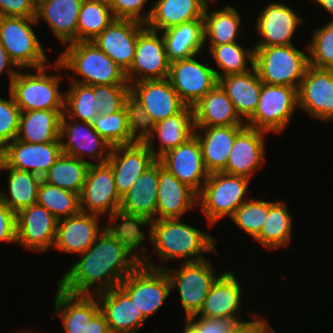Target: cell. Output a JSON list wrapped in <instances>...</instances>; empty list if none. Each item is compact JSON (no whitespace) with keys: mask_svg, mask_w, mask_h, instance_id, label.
<instances>
[{"mask_svg":"<svg viewBox=\"0 0 333 333\" xmlns=\"http://www.w3.org/2000/svg\"><path fill=\"white\" fill-rule=\"evenodd\" d=\"M245 126L194 127V135L201 146L204 166L209 173L222 172L226 168L234 140Z\"/></svg>","mask_w":333,"mask_h":333,"instance_id":"obj_30","label":"cell"},{"mask_svg":"<svg viewBox=\"0 0 333 333\" xmlns=\"http://www.w3.org/2000/svg\"><path fill=\"white\" fill-rule=\"evenodd\" d=\"M62 153L60 142L27 143L15 139L1 149L0 160L7 167L42 177Z\"/></svg>","mask_w":333,"mask_h":333,"instance_id":"obj_20","label":"cell"},{"mask_svg":"<svg viewBox=\"0 0 333 333\" xmlns=\"http://www.w3.org/2000/svg\"><path fill=\"white\" fill-rule=\"evenodd\" d=\"M180 182L199 193L208 180L198 138L193 135L185 143L165 152L157 159Z\"/></svg>","mask_w":333,"mask_h":333,"instance_id":"obj_18","label":"cell"},{"mask_svg":"<svg viewBox=\"0 0 333 333\" xmlns=\"http://www.w3.org/2000/svg\"><path fill=\"white\" fill-rule=\"evenodd\" d=\"M100 218L98 215L80 212L58 220L53 248L59 252L82 254L108 226L100 227Z\"/></svg>","mask_w":333,"mask_h":333,"instance_id":"obj_24","label":"cell"},{"mask_svg":"<svg viewBox=\"0 0 333 333\" xmlns=\"http://www.w3.org/2000/svg\"><path fill=\"white\" fill-rule=\"evenodd\" d=\"M306 51L309 64L317 68L333 69V20L315 29Z\"/></svg>","mask_w":333,"mask_h":333,"instance_id":"obj_48","label":"cell"},{"mask_svg":"<svg viewBox=\"0 0 333 333\" xmlns=\"http://www.w3.org/2000/svg\"><path fill=\"white\" fill-rule=\"evenodd\" d=\"M267 333H277V332L274 331L273 328H271Z\"/></svg>","mask_w":333,"mask_h":333,"instance_id":"obj_61","label":"cell"},{"mask_svg":"<svg viewBox=\"0 0 333 333\" xmlns=\"http://www.w3.org/2000/svg\"><path fill=\"white\" fill-rule=\"evenodd\" d=\"M269 214V201L248 198L231 217L233 222L255 239Z\"/></svg>","mask_w":333,"mask_h":333,"instance_id":"obj_47","label":"cell"},{"mask_svg":"<svg viewBox=\"0 0 333 333\" xmlns=\"http://www.w3.org/2000/svg\"><path fill=\"white\" fill-rule=\"evenodd\" d=\"M59 139L64 154L90 164L93 162L84 157L99 160L98 164H103L108 161L113 148L94 130L91 123L71 119L64 114L61 117Z\"/></svg>","mask_w":333,"mask_h":333,"instance_id":"obj_14","label":"cell"},{"mask_svg":"<svg viewBox=\"0 0 333 333\" xmlns=\"http://www.w3.org/2000/svg\"><path fill=\"white\" fill-rule=\"evenodd\" d=\"M9 99L0 98V150L17 138L20 108L9 93Z\"/></svg>","mask_w":333,"mask_h":333,"instance_id":"obj_51","label":"cell"},{"mask_svg":"<svg viewBox=\"0 0 333 333\" xmlns=\"http://www.w3.org/2000/svg\"><path fill=\"white\" fill-rule=\"evenodd\" d=\"M298 108V89L286 85L262 84L255 112L246 125L265 133H282Z\"/></svg>","mask_w":333,"mask_h":333,"instance_id":"obj_9","label":"cell"},{"mask_svg":"<svg viewBox=\"0 0 333 333\" xmlns=\"http://www.w3.org/2000/svg\"><path fill=\"white\" fill-rule=\"evenodd\" d=\"M95 102V85L72 82L65 91L63 114L71 119L92 123L98 115Z\"/></svg>","mask_w":333,"mask_h":333,"instance_id":"obj_45","label":"cell"},{"mask_svg":"<svg viewBox=\"0 0 333 333\" xmlns=\"http://www.w3.org/2000/svg\"><path fill=\"white\" fill-rule=\"evenodd\" d=\"M196 56L198 55L176 60L170 64L168 79L187 106L196 104L218 84L215 68L199 62Z\"/></svg>","mask_w":333,"mask_h":333,"instance_id":"obj_15","label":"cell"},{"mask_svg":"<svg viewBox=\"0 0 333 333\" xmlns=\"http://www.w3.org/2000/svg\"><path fill=\"white\" fill-rule=\"evenodd\" d=\"M184 322L182 333H202V317L190 316Z\"/></svg>","mask_w":333,"mask_h":333,"instance_id":"obj_59","label":"cell"},{"mask_svg":"<svg viewBox=\"0 0 333 333\" xmlns=\"http://www.w3.org/2000/svg\"><path fill=\"white\" fill-rule=\"evenodd\" d=\"M84 0H37V22H47L58 40L65 46L77 42V24Z\"/></svg>","mask_w":333,"mask_h":333,"instance_id":"obj_29","label":"cell"},{"mask_svg":"<svg viewBox=\"0 0 333 333\" xmlns=\"http://www.w3.org/2000/svg\"><path fill=\"white\" fill-rule=\"evenodd\" d=\"M148 233L145 236L141 230V244L144 239L155 248L160 261H175L184 259L182 262H195L206 259L203 253L216 251V240L208 232L196 229L181 219H158L148 222Z\"/></svg>","mask_w":333,"mask_h":333,"instance_id":"obj_2","label":"cell"},{"mask_svg":"<svg viewBox=\"0 0 333 333\" xmlns=\"http://www.w3.org/2000/svg\"><path fill=\"white\" fill-rule=\"evenodd\" d=\"M314 3H317L320 5V7H323L330 16H333V0H312ZM333 20V18H332Z\"/></svg>","mask_w":333,"mask_h":333,"instance_id":"obj_60","label":"cell"},{"mask_svg":"<svg viewBox=\"0 0 333 333\" xmlns=\"http://www.w3.org/2000/svg\"><path fill=\"white\" fill-rule=\"evenodd\" d=\"M95 296L111 333H137L146 320L142 312L138 311L133 301L119 286Z\"/></svg>","mask_w":333,"mask_h":333,"instance_id":"obj_27","label":"cell"},{"mask_svg":"<svg viewBox=\"0 0 333 333\" xmlns=\"http://www.w3.org/2000/svg\"><path fill=\"white\" fill-rule=\"evenodd\" d=\"M58 220L45 207L34 204L16 214V243L27 250L46 252L54 247Z\"/></svg>","mask_w":333,"mask_h":333,"instance_id":"obj_17","label":"cell"},{"mask_svg":"<svg viewBox=\"0 0 333 333\" xmlns=\"http://www.w3.org/2000/svg\"><path fill=\"white\" fill-rule=\"evenodd\" d=\"M140 237L138 228L108 225L63 274L57 287L69 294L96 295L118 286L141 264Z\"/></svg>","mask_w":333,"mask_h":333,"instance_id":"obj_1","label":"cell"},{"mask_svg":"<svg viewBox=\"0 0 333 333\" xmlns=\"http://www.w3.org/2000/svg\"><path fill=\"white\" fill-rule=\"evenodd\" d=\"M264 134L266 133L246 125L237 134L226 168L222 172L251 179L266 159Z\"/></svg>","mask_w":333,"mask_h":333,"instance_id":"obj_26","label":"cell"},{"mask_svg":"<svg viewBox=\"0 0 333 333\" xmlns=\"http://www.w3.org/2000/svg\"><path fill=\"white\" fill-rule=\"evenodd\" d=\"M140 251L142 265L154 269H165L171 283V289L178 287L185 318L197 315L202 309L212 285L222 273L217 276L211 261L207 258L195 262H178V268L171 269L163 264L155 265L146 247L142 248L141 246Z\"/></svg>","mask_w":333,"mask_h":333,"instance_id":"obj_4","label":"cell"},{"mask_svg":"<svg viewBox=\"0 0 333 333\" xmlns=\"http://www.w3.org/2000/svg\"><path fill=\"white\" fill-rule=\"evenodd\" d=\"M3 170H7L8 172V192L1 191L0 199L15 214L24 208L36 204L42 177L32 172L20 171L11 167H7L0 160V171Z\"/></svg>","mask_w":333,"mask_h":333,"instance_id":"obj_38","label":"cell"},{"mask_svg":"<svg viewBox=\"0 0 333 333\" xmlns=\"http://www.w3.org/2000/svg\"><path fill=\"white\" fill-rule=\"evenodd\" d=\"M292 216L283 201H269V214L255 241L267 249L288 246L291 242Z\"/></svg>","mask_w":333,"mask_h":333,"instance_id":"obj_40","label":"cell"},{"mask_svg":"<svg viewBox=\"0 0 333 333\" xmlns=\"http://www.w3.org/2000/svg\"><path fill=\"white\" fill-rule=\"evenodd\" d=\"M242 285L232 271L222 272L207 294L203 307L195 316L203 318H239Z\"/></svg>","mask_w":333,"mask_h":333,"instance_id":"obj_28","label":"cell"},{"mask_svg":"<svg viewBox=\"0 0 333 333\" xmlns=\"http://www.w3.org/2000/svg\"><path fill=\"white\" fill-rule=\"evenodd\" d=\"M13 66V67H12ZM14 66L17 69H20L15 62L10 58L8 53L6 52L5 48L0 43V76L4 74V71H6V74L9 78V86L12 82V80L16 77V75L19 73V70L13 69Z\"/></svg>","mask_w":333,"mask_h":333,"instance_id":"obj_57","label":"cell"},{"mask_svg":"<svg viewBox=\"0 0 333 333\" xmlns=\"http://www.w3.org/2000/svg\"><path fill=\"white\" fill-rule=\"evenodd\" d=\"M120 203L112 167L107 162L90 164L80 193L81 212L101 217L108 214L110 224H116Z\"/></svg>","mask_w":333,"mask_h":333,"instance_id":"obj_11","label":"cell"},{"mask_svg":"<svg viewBox=\"0 0 333 333\" xmlns=\"http://www.w3.org/2000/svg\"><path fill=\"white\" fill-rule=\"evenodd\" d=\"M0 242L16 244V214L1 199Z\"/></svg>","mask_w":333,"mask_h":333,"instance_id":"obj_55","label":"cell"},{"mask_svg":"<svg viewBox=\"0 0 333 333\" xmlns=\"http://www.w3.org/2000/svg\"><path fill=\"white\" fill-rule=\"evenodd\" d=\"M254 68L267 85L299 89L309 65L308 55L294 45L254 47Z\"/></svg>","mask_w":333,"mask_h":333,"instance_id":"obj_7","label":"cell"},{"mask_svg":"<svg viewBox=\"0 0 333 333\" xmlns=\"http://www.w3.org/2000/svg\"><path fill=\"white\" fill-rule=\"evenodd\" d=\"M196 206L198 207V193L180 182L159 162L156 220L181 219Z\"/></svg>","mask_w":333,"mask_h":333,"instance_id":"obj_25","label":"cell"},{"mask_svg":"<svg viewBox=\"0 0 333 333\" xmlns=\"http://www.w3.org/2000/svg\"><path fill=\"white\" fill-rule=\"evenodd\" d=\"M145 27L138 35L134 60L125 73L129 84L168 78L170 64L162 34Z\"/></svg>","mask_w":333,"mask_h":333,"instance_id":"obj_13","label":"cell"},{"mask_svg":"<svg viewBox=\"0 0 333 333\" xmlns=\"http://www.w3.org/2000/svg\"><path fill=\"white\" fill-rule=\"evenodd\" d=\"M130 94L149 113L154 124L180 113L187 106L168 78L131 83Z\"/></svg>","mask_w":333,"mask_h":333,"instance_id":"obj_22","label":"cell"},{"mask_svg":"<svg viewBox=\"0 0 333 333\" xmlns=\"http://www.w3.org/2000/svg\"><path fill=\"white\" fill-rule=\"evenodd\" d=\"M148 319L169 298L171 283L165 269L140 264L118 285Z\"/></svg>","mask_w":333,"mask_h":333,"instance_id":"obj_12","label":"cell"},{"mask_svg":"<svg viewBox=\"0 0 333 333\" xmlns=\"http://www.w3.org/2000/svg\"><path fill=\"white\" fill-rule=\"evenodd\" d=\"M148 0H108V5L116 19L134 20L146 24L149 20L151 9L143 13ZM142 13V14H141Z\"/></svg>","mask_w":333,"mask_h":333,"instance_id":"obj_52","label":"cell"},{"mask_svg":"<svg viewBox=\"0 0 333 333\" xmlns=\"http://www.w3.org/2000/svg\"><path fill=\"white\" fill-rule=\"evenodd\" d=\"M37 0H0V17H35Z\"/></svg>","mask_w":333,"mask_h":333,"instance_id":"obj_53","label":"cell"},{"mask_svg":"<svg viewBox=\"0 0 333 333\" xmlns=\"http://www.w3.org/2000/svg\"><path fill=\"white\" fill-rule=\"evenodd\" d=\"M262 9L255 26L260 39L254 47L294 45L292 37L303 18L279 2H270Z\"/></svg>","mask_w":333,"mask_h":333,"instance_id":"obj_19","label":"cell"},{"mask_svg":"<svg viewBox=\"0 0 333 333\" xmlns=\"http://www.w3.org/2000/svg\"><path fill=\"white\" fill-rule=\"evenodd\" d=\"M35 17H0V43L20 69H38L50 65L33 26Z\"/></svg>","mask_w":333,"mask_h":333,"instance_id":"obj_8","label":"cell"},{"mask_svg":"<svg viewBox=\"0 0 333 333\" xmlns=\"http://www.w3.org/2000/svg\"><path fill=\"white\" fill-rule=\"evenodd\" d=\"M56 72L61 69V64L55 60L50 65L35 69V73L20 71L9 86V93L13 96L20 111L31 110H64L65 93H61L59 86L60 74H47V70Z\"/></svg>","mask_w":333,"mask_h":333,"instance_id":"obj_5","label":"cell"},{"mask_svg":"<svg viewBox=\"0 0 333 333\" xmlns=\"http://www.w3.org/2000/svg\"><path fill=\"white\" fill-rule=\"evenodd\" d=\"M239 318H203L202 333H235L241 325L251 322Z\"/></svg>","mask_w":333,"mask_h":333,"instance_id":"obj_54","label":"cell"},{"mask_svg":"<svg viewBox=\"0 0 333 333\" xmlns=\"http://www.w3.org/2000/svg\"><path fill=\"white\" fill-rule=\"evenodd\" d=\"M115 19L108 0H84L78 17L77 42L93 41Z\"/></svg>","mask_w":333,"mask_h":333,"instance_id":"obj_42","label":"cell"},{"mask_svg":"<svg viewBox=\"0 0 333 333\" xmlns=\"http://www.w3.org/2000/svg\"><path fill=\"white\" fill-rule=\"evenodd\" d=\"M208 47L209 53L212 54L211 56L216 62V66L223 71L214 70L217 79L229 74L244 73L254 67V46L245 49L238 42H234ZM248 63H250L251 67H247Z\"/></svg>","mask_w":333,"mask_h":333,"instance_id":"obj_43","label":"cell"},{"mask_svg":"<svg viewBox=\"0 0 333 333\" xmlns=\"http://www.w3.org/2000/svg\"><path fill=\"white\" fill-rule=\"evenodd\" d=\"M209 3L204 13V41L209 46H217L237 42L242 29L241 15L231 5H226L222 10H210ZM209 11V12H208ZM208 38V39H207Z\"/></svg>","mask_w":333,"mask_h":333,"instance_id":"obj_39","label":"cell"},{"mask_svg":"<svg viewBox=\"0 0 333 333\" xmlns=\"http://www.w3.org/2000/svg\"><path fill=\"white\" fill-rule=\"evenodd\" d=\"M249 183L250 179L243 176L224 172L209 174L208 180L198 193V206L210 226L226 216L231 218L248 200L246 192Z\"/></svg>","mask_w":333,"mask_h":333,"instance_id":"obj_6","label":"cell"},{"mask_svg":"<svg viewBox=\"0 0 333 333\" xmlns=\"http://www.w3.org/2000/svg\"><path fill=\"white\" fill-rule=\"evenodd\" d=\"M84 333H111L106 319L99 311L91 320Z\"/></svg>","mask_w":333,"mask_h":333,"instance_id":"obj_58","label":"cell"},{"mask_svg":"<svg viewBox=\"0 0 333 333\" xmlns=\"http://www.w3.org/2000/svg\"><path fill=\"white\" fill-rule=\"evenodd\" d=\"M123 108L132 139L135 142L144 143L152 134L155 126L149 113L131 94L126 97Z\"/></svg>","mask_w":333,"mask_h":333,"instance_id":"obj_49","label":"cell"},{"mask_svg":"<svg viewBox=\"0 0 333 333\" xmlns=\"http://www.w3.org/2000/svg\"><path fill=\"white\" fill-rule=\"evenodd\" d=\"M36 204L45 207L57 219H65L81 212L80 194L58 186L40 183Z\"/></svg>","mask_w":333,"mask_h":333,"instance_id":"obj_44","label":"cell"},{"mask_svg":"<svg viewBox=\"0 0 333 333\" xmlns=\"http://www.w3.org/2000/svg\"><path fill=\"white\" fill-rule=\"evenodd\" d=\"M129 94L130 85H95L98 115L105 116L120 111Z\"/></svg>","mask_w":333,"mask_h":333,"instance_id":"obj_50","label":"cell"},{"mask_svg":"<svg viewBox=\"0 0 333 333\" xmlns=\"http://www.w3.org/2000/svg\"><path fill=\"white\" fill-rule=\"evenodd\" d=\"M91 124L94 130L112 147L136 143L128 129L124 108L105 116L97 115Z\"/></svg>","mask_w":333,"mask_h":333,"instance_id":"obj_46","label":"cell"},{"mask_svg":"<svg viewBox=\"0 0 333 333\" xmlns=\"http://www.w3.org/2000/svg\"><path fill=\"white\" fill-rule=\"evenodd\" d=\"M218 84L243 120H247L256 110L263 82L256 69L237 74H229L218 79Z\"/></svg>","mask_w":333,"mask_h":333,"instance_id":"obj_34","label":"cell"},{"mask_svg":"<svg viewBox=\"0 0 333 333\" xmlns=\"http://www.w3.org/2000/svg\"><path fill=\"white\" fill-rule=\"evenodd\" d=\"M314 119L333 121V69L308 65L298 89V109Z\"/></svg>","mask_w":333,"mask_h":333,"instance_id":"obj_16","label":"cell"},{"mask_svg":"<svg viewBox=\"0 0 333 333\" xmlns=\"http://www.w3.org/2000/svg\"><path fill=\"white\" fill-rule=\"evenodd\" d=\"M99 311L95 295L69 294L57 287L53 314L60 317L66 333H84Z\"/></svg>","mask_w":333,"mask_h":333,"instance_id":"obj_31","label":"cell"},{"mask_svg":"<svg viewBox=\"0 0 333 333\" xmlns=\"http://www.w3.org/2000/svg\"><path fill=\"white\" fill-rule=\"evenodd\" d=\"M90 163L62 153L42 176L46 183L80 194L85 184Z\"/></svg>","mask_w":333,"mask_h":333,"instance_id":"obj_41","label":"cell"},{"mask_svg":"<svg viewBox=\"0 0 333 333\" xmlns=\"http://www.w3.org/2000/svg\"><path fill=\"white\" fill-rule=\"evenodd\" d=\"M170 62L199 55L204 41V20H192L161 31Z\"/></svg>","mask_w":333,"mask_h":333,"instance_id":"obj_37","label":"cell"},{"mask_svg":"<svg viewBox=\"0 0 333 333\" xmlns=\"http://www.w3.org/2000/svg\"><path fill=\"white\" fill-rule=\"evenodd\" d=\"M192 107L194 127L246 125L219 84Z\"/></svg>","mask_w":333,"mask_h":333,"instance_id":"obj_32","label":"cell"},{"mask_svg":"<svg viewBox=\"0 0 333 333\" xmlns=\"http://www.w3.org/2000/svg\"><path fill=\"white\" fill-rule=\"evenodd\" d=\"M145 27L138 21L115 19L91 42L126 73L134 60L138 35Z\"/></svg>","mask_w":333,"mask_h":333,"instance_id":"obj_21","label":"cell"},{"mask_svg":"<svg viewBox=\"0 0 333 333\" xmlns=\"http://www.w3.org/2000/svg\"><path fill=\"white\" fill-rule=\"evenodd\" d=\"M194 129L193 107L186 106L180 113L157 122L144 143L158 159L168 150L185 143L194 135ZM156 137L160 141L158 151L153 140Z\"/></svg>","mask_w":333,"mask_h":333,"instance_id":"obj_35","label":"cell"},{"mask_svg":"<svg viewBox=\"0 0 333 333\" xmlns=\"http://www.w3.org/2000/svg\"><path fill=\"white\" fill-rule=\"evenodd\" d=\"M251 316L252 321L241 325L236 333H267L272 328L261 315L252 314Z\"/></svg>","mask_w":333,"mask_h":333,"instance_id":"obj_56","label":"cell"},{"mask_svg":"<svg viewBox=\"0 0 333 333\" xmlns=\"http://www.w3.org/2000/svg\"><path fill=\"white\" fill-rule=\"evenodd\" d=\"M159 184V161L157 160L136 180L121 197L117 225L132 226L141 230L148 222L156 220Z\"/></svg>","mask_w":333,"mask_h":333,"instance_id":"obj_10","label":"cell"},{"mask_svg":"<svg viewBox=\"0 0 333 333\" xmlns=\"http://www.w3.org/2000/svg\"><path fill=\"white\" fill-rule=\"evenodd\" d=\"M209 0H155L146 27L164 31L192 20H204Z\"/></svg>","mask_w":333,"mask_h":333,"instance_id":"obj_33","label":"cell"},{"mask_svg":"<svg viewBox=\"0 0 333 333\" xmlns=\"http://www.w3.org/2000/svg\"><path fill=\"white\" fill-rule=\"evenodd\" d=\"M65 48L57 58L61 69L82 78L70 77L72 82L86 85H130L125 72L91 41L71 42Z\"/></svg>","mask_w":333,"mask_h":333,"instance_id":"obj_3","label":"cell"},{"mask_svg":"<svg viewBox=\"0 0 333 333\" xmlns=\"http://www.w3.org/2000/svg\"><path fill=\"white\" fill-rule=\"evenodd\" d=\"M64 110L21 111L17 140L27 143L60 142V122Z\"/></svg>","mask_w":333,"mask_h":333,"instance_id":"obj_36","label":"cell"},{"mask_svg":"<svg viewBox=\"0 0 333 333\" xmlns=\"http://www.w3.org/2000/svg\"><path fill=\"white\" fill-rule=\"evenodd\" d=\"M157 158L145 143L114 146L107 163L113 169L117 192L122 197Z\"/></svg>","mask_w":333,"mask_h":333,"instance_id":"obj_23","label":"cell"}]
</instances>
